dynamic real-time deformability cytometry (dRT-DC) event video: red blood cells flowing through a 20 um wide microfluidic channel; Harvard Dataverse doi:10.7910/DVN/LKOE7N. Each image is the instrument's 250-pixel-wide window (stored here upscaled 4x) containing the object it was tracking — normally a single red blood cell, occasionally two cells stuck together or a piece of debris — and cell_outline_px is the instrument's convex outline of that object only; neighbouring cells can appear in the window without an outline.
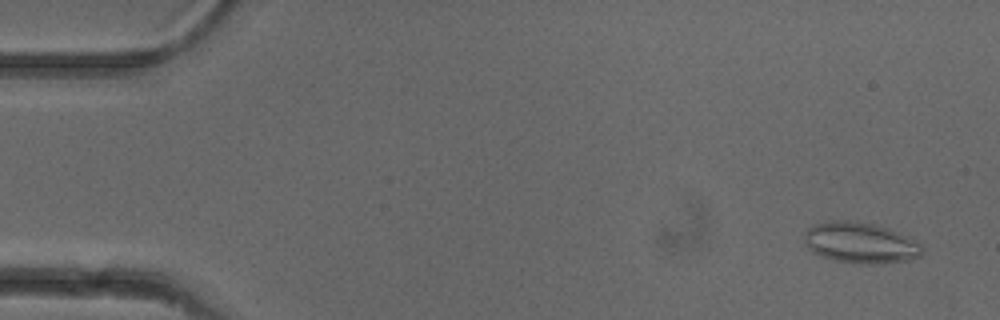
{"species": "common noctule bat (a hibernating species)", "species_latin": "Nyctalus noctula", "temperature_condition": "cold", "stored_images_in_passage": 52, "camera_frame_rate_fps": 3000, "um_per_image_px": 0.085, "animal": {"sex": "female"}, "frame": {"image": 1, "passage_image": 3, "time_ms": 0.667, "image_size_px": [1000, 320], "cell_outline_px": [[924, 252], [920, 256], [908, 260], [876, 264], [868, 264], [836, 260], [820, 256], [812, 252], [808, 248], [804, 240], [804, 232], [808, 228], [816, 224], [832, 220], [856, 220], [888, 228], [900, 232], [908, 236], [920, 244], [924, 248]], "centroid_in_image_um": [73.14, 20.63], "position_along_channel_um": 11.9, "area_um2": 28.21}}
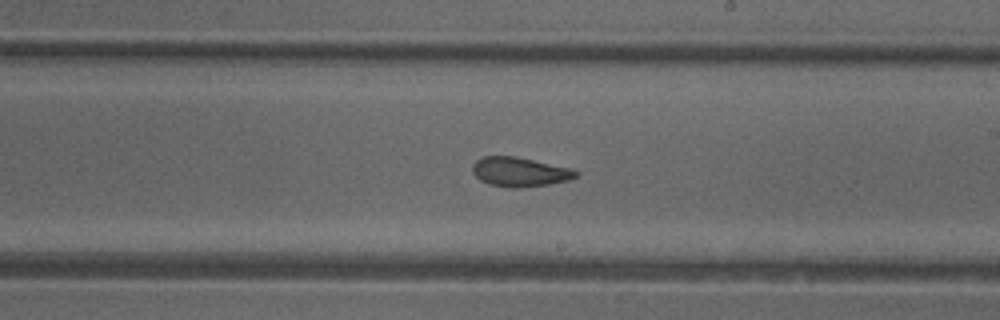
{"frame": {"image": 2, "passage_image": 30, "time_ms": 9.667, "image_size_px": [1000, 320], "cell_outline_px": [[580, 176], [568, 180], [548, 184], [520, 188], [508, 188], [488, 184], [480, 180], [472, 172], [472, 164], [476, 160], [484, 156], [516, 156], [568, 168], [580, 172]], "centroid_in_image_um": [44.15, 14.62], "position_along_channel_um": 244.8, "area_um2": 17.74}}
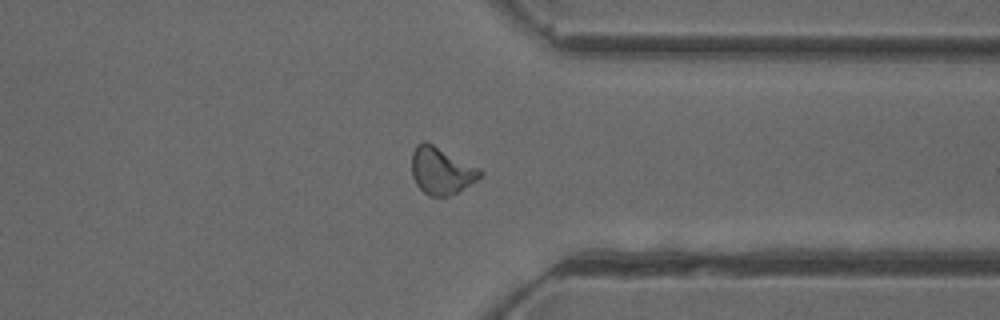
{"frame": {"image": 3, "passage_image": 40, "time_ms": 13.0, "image_size_px": [1000, 320], "cell_outline_px": [[484, 172], [476, 180], [456, 192], [448, 196], [428, 196], [416, 184], [412, 176], [412, 152], [416, 144], [424, 140], [480, 168]], "centroid_in_image_um": [37.48, 14.5], "position_along_channel_um": 373.9, "area_um2": 18.55}, "authors_computed_cell_mechanics": {"area_um2": 18.1492, "velocity_mm_per_s": 3.9732, "shape_relaxation_time_tau1_ms": 6.9091, "shape_relaxation_time_tau2_ms": 2.2868, "deformation_change_tau1": 0.1645, "deformation_change_tau2": 0.0946}}